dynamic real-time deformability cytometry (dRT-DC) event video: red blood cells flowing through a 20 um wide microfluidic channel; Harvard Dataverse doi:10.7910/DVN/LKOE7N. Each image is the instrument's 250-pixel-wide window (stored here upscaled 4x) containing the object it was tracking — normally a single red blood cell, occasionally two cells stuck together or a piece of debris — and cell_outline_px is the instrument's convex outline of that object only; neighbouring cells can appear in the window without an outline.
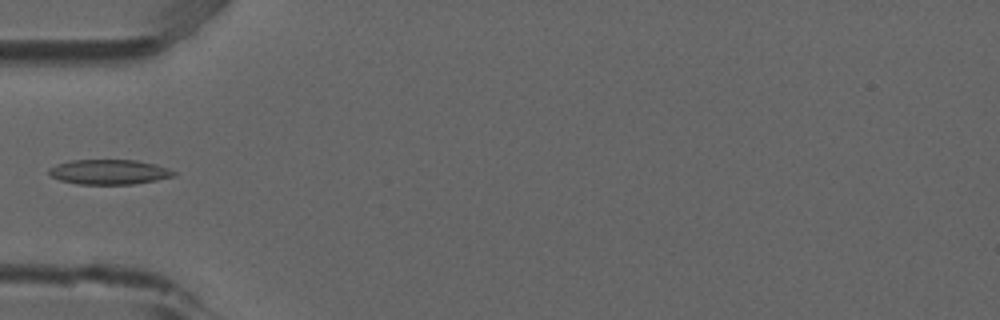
{"species": "common noctule bat (a hibernating species)", "species_latin": "Nyctalus noctula", "temperature_condition": "room temperature", "stored_images_in_passage": 5, "camera_frame_rate_fps": 3000, "um_per_image_px": 0.085, "animal": {"sex": "male", "forearm_length_mm": 52.5}, "frame": {"image": 1, "passage_image": 5, "time_ms": 1.333, "image_size_px": [1000, 320], "cell_outline_px": [[176, 176], [156, 180], [132, 184], [76, 184], [60, 180], [48, 176], [48, 168], [56, 164], [72, 160], [136, 160], [156, 164], [168, 168], [176, 172]], "centroid_in_image_um": [9.25, 14.61], "position_along_channel_um": 75.8, "area_um2": 18.26}}